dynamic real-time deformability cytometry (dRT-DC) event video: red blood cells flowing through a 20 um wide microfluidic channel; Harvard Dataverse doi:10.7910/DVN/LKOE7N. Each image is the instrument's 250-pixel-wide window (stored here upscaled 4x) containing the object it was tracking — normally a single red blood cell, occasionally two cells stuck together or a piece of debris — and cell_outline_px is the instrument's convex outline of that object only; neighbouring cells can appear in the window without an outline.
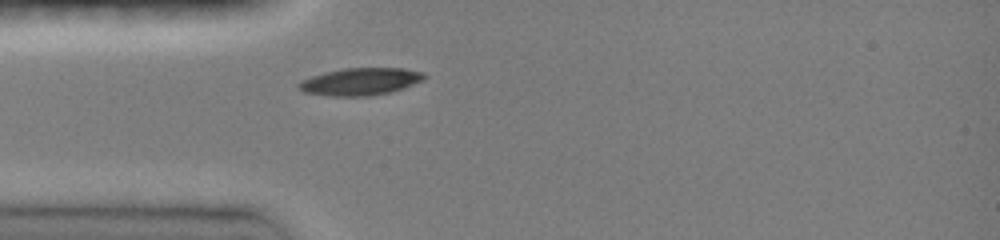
{"species": "common noctule bat (a hibernating species)", "species_latin": "Nyctalus noctula", "temperature_condition": "room temperature", "stored_images_in_passage": 30, "camera_frame_rate_fps": 3000, "um_per_image_px": 0.085, "animal": {"sex": "female", "body_mass_g": 19.0, "forearm_length_mm": 51.5}, "frame": {"image": 1, "passage_image": 1, "time_ms": 0.0, "image_size_px": [1000, 240], "cell_outline_px": [[428, 76], [424, 80], [404, 88], [388, 92], [368, 96], [332, 96], [304, 92], [296, 84], [300, 80], [324, 72], [344, 68], [404, 68], [424, 72]], "centroid_in_image_um": [30.66, 6.92], "position_along_channel_um": 54.3, "area_um2": 20.06}}
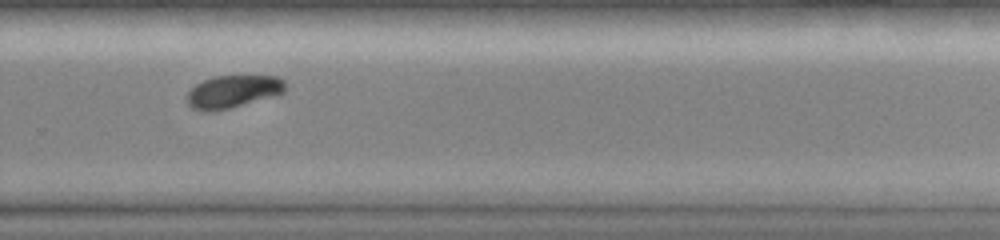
{"frame": {"image": 2, "passage_image": 20, "time_ms": 6.333, "image_size_px": [1000, 240], "cell_outline_px": [[284, 92], [228, 108], [208, 112], [192, 108], [188, 104], [188, 92], [196, 84], [204, 80], [216, 76], [280, 76], [284, 80]], "centroid_in_image_um": [19.78, 7.77], "position_along_channel_um": 310.0, "area_um2": 18.15}}
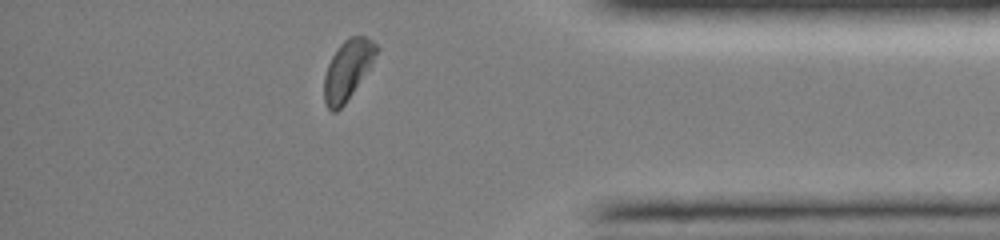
{"frame": {"image": 3, "passage_image": 28, "time_ms": 9.0, "image_size_px": [1000, 240], "cell_outline_px": [[380, 48], [368, 68], [344, 104], [336, 112], [332, 112], [328, 108], [324, 100], [324, 76], [328, 64], [332, 56], [340, 44], [344, 40], [352, 36], [364, 36], [372, 40]], "centroid_in_image_um": [29.53, 5.91], "position_along_channel_um": 405.7, "area_um2": 17.69}, "authors_computed_cell_mechanics": {"area_um2": 19.7965, "velocity_mm_per_s": 4.0838, "shape_relaxation_time_tau1_ms": 2.1091, "shape_relaxation_time_tau2_ms": null, "deformation_change_tau1": 0.1078, "deformation_change_tau2": null}}